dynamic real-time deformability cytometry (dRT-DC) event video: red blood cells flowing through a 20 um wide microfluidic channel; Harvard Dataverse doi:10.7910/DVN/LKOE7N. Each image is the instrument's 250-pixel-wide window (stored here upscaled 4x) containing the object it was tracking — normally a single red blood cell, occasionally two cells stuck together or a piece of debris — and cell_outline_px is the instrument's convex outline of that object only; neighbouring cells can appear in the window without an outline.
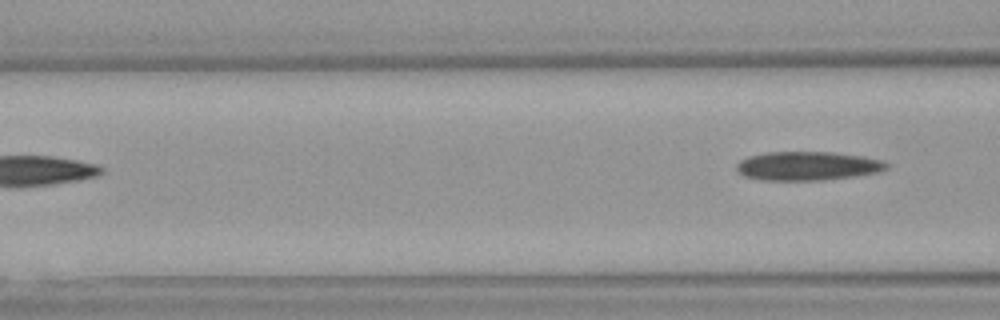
{"species": "Egyptian fruit bat (a non-hibernating species)", "species_latin": "Rousettus aegyptiacus", "temperature_condition": "warm", "stored_images_in_passage": 5, "camera_frame_rate_fps": 3000, "um_per_image_px": 0.085, "animal": {"sex": "female"}, "frame": {"image": 1, "passage_image": 5, "time_ms": 1.333, "image_size_px": [1000, 320], "cell_outline_px": [[888, 168], [880, 172], [856, 176], [824, 180], [760, 180], [744, 176], [736, 172], [736, 164], [740, 160], [748, 156], [768, 152], [832, 152], [864, 156], [884, 160], [888, 164]], "centroid_in_image_um": [68.65, 14.11], "position_along_channel_um": 97.9, "area_um2": 25.55}}